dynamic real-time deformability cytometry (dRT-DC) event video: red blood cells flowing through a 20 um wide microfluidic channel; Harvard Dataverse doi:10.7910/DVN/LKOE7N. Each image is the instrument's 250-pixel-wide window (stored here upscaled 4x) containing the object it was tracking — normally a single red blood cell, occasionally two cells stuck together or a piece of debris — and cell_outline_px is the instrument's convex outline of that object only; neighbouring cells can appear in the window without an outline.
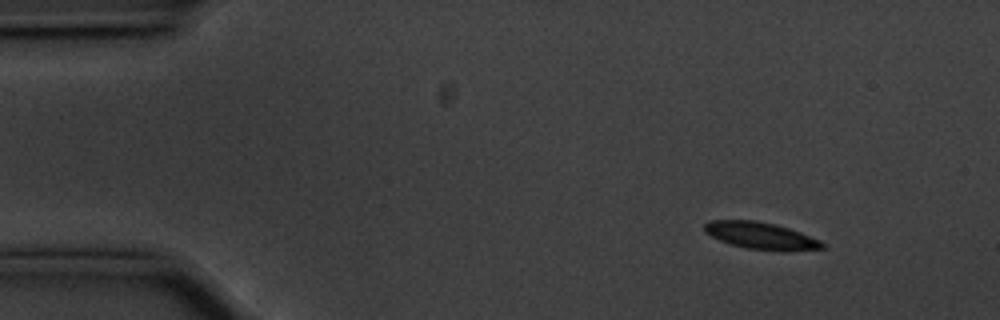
{"species": "common noctule bat (a hibernating species)", "species_latin": "Nyctalus noctula", "temperature_condition": "cold", "stored_images_in_passage": 51, "camera_frame_rate_fps": 3000, "um_per_image_px": 0.085, "animal": {"sex": "male", "body_mass_g": 20.1, "forearm_length_mm": 53.5}, "frame": {"image": 1, "passage_image": 1, "time_ms": 0.0, "image_size_px": [1000, 320], "cell_outline_px": [[828, 248], [784, 252], [780, 252], [744, 248], [720, 240], [704, 232], [704, 224], [708, 220], [756, 220], [776, 224], [800, 232], [820, 240]], "centroid_in_image_um": [64.71, 20.05], "position_along_channel_um": 20.3, "area_um2": 18.84}}
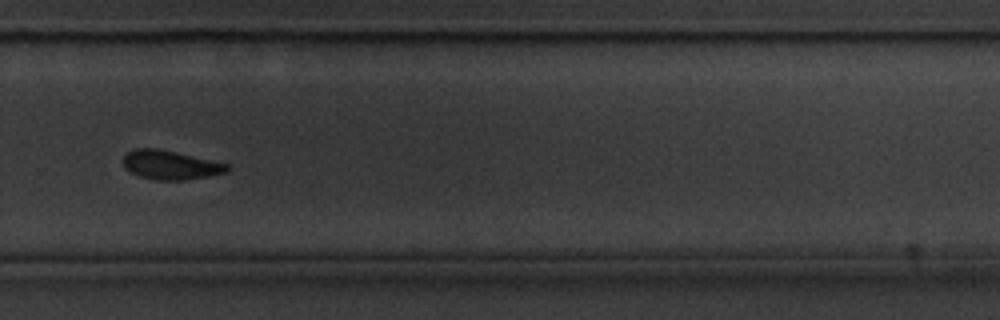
{"frame": {"image": 2, "passage_image": 33, "time_ms": 10.667, "image_size_px": [1000, 320], "cell_outline_px": [[232, 168], [228, 172], [208, 176], [184, 180], [156, 180], [140, 176], [128, 172], [124, 168], [120, 160], [128, 152], [136, 148], [156, 148], [176, 152], [228, 164]], "centroid_in_image_um": [14.45, 14.02], "position_along_channel_um": 315.3, "area_um2": 17.74}}
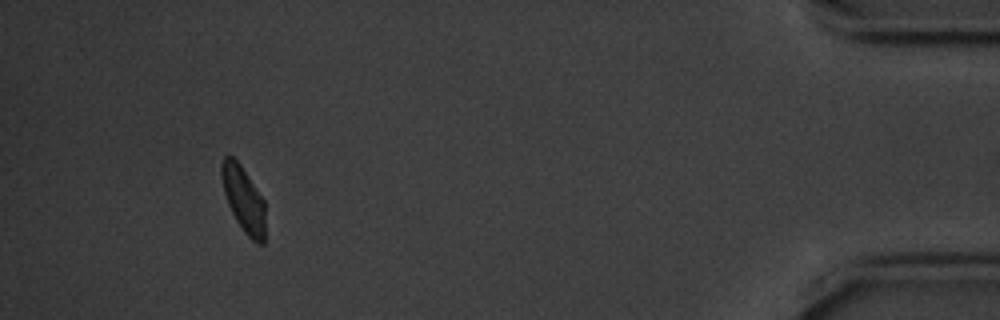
{"frame": {"image": 3, "passage_image": 47, "time_ms": 15.333, "image_size_px": [1000, 320], "cell_outline_px": [[264, 244], [256, 244], [244, 232], [236, 220], [228, 204], [224, 192], [220, 172], [220, 164], [224, 156], [232, 156], [240, 164], [264, 200]], "centroid_in_image_um": [20.68, 16.93], "position_along_channel_um": 414.5, "area_um2": 16.59}, "authors_computed_cell_mechanics": {"area_um2": 18.785, "velocity_mm_per_s": 3.522, "shape_relaxation_time_tau1_ms": 2.5861, "shape_relaxation_time_tau2_ms": 3.7336, "deformation_change_tau1": 0.0877, "deformation_change_tau2": 0.0786}}